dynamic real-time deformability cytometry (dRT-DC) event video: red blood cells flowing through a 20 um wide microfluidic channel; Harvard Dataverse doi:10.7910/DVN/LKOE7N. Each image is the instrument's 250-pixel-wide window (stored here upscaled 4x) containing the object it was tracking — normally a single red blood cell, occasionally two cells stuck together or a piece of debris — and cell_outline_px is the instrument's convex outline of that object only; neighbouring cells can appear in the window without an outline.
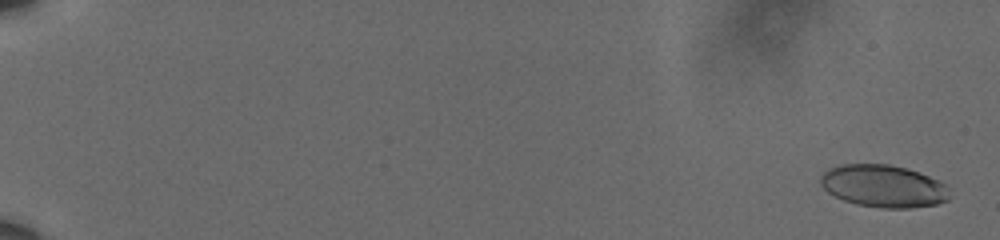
{"species": "human", "species_latin": "Homo sapiens", "temperature_condition": "cold", "stored_images_in_passage": 62, "camera_frame_rate_fps": 3000, "um_per_image_px": 0.085, "donor": {"sex": "male"}, "frame": {"image": 1, "passage_image": 3, "time_ms": 0.667, "image_size_px": [1000, 240], "cell_outline_px": [[948, 200], [936, 204], [912, 208], [880, 208], [856, 204], [844, 200], [828, 192], [820, 184], [820, 176], [824, 172], [832, 168], [844, 164], [888, 164], [904, 168], [940, 180], [948, 184]], "centroid_in_image_um": [75.11, 15.83], "position_along_channel_um": 9.9, "area_um2": 31.73}}
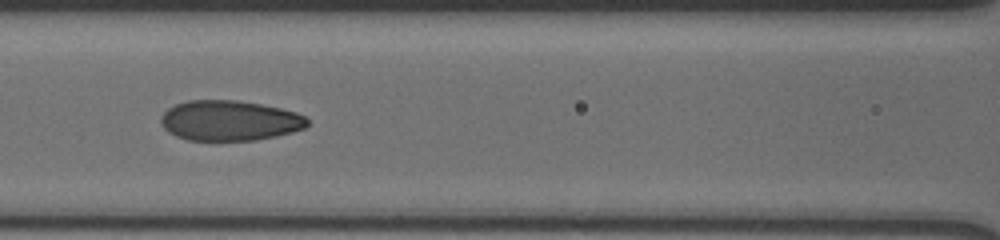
{"frame": {"image": 2, "passage_image": 32, "time_ms": 10.333, "image_size_px": [1000, 240], "cell_outline_px": [[308, 124], [304, 128], [292, 132], [276, 136], [256, 140], [188, 140], [176, 136], [168, 132], [160, 124], [160, 116], [168, 108], [176, 104], [188, 100], [236, 100], [260, 104], [280, 108], [296, 112], [304, 116], [308, 120]], "centroid_in_image_um": [19.49, 10.25], "position_along_channel_um": 147.1, "area_um2": 34.39}}
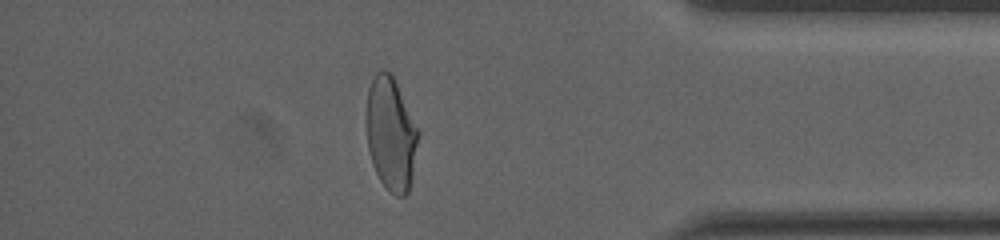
{"frame": {"image": 3, "passage_image": 55, "time_ms": 18.0, "image_size_px": [1000, 240], "cell_outline_px": [[420, 132], [408, 192], [404, 196], [396, 196], [380, 180], [372, 164], [368, 148], [364, 116], [364, 112], [368, 88], [376, 72], [380, 68], [384, 68], [392, 72]], "centroid_in_image_um": [33.19, 11.28], "position_along_channel_um": 402.0, "area_um2": 34.8}, "authors_computed_cell_mechanics": {"area_um2": 34.3621, "velocity_mm_per_s": 3.6166, "shape_relaxation_time_tau1_ms": 5.9825, "shape_relaxation_time_tau2_ms": 1.22, "deformation_change_tau1": 0.1901, "deformation_change_tau2": 0.0588}}